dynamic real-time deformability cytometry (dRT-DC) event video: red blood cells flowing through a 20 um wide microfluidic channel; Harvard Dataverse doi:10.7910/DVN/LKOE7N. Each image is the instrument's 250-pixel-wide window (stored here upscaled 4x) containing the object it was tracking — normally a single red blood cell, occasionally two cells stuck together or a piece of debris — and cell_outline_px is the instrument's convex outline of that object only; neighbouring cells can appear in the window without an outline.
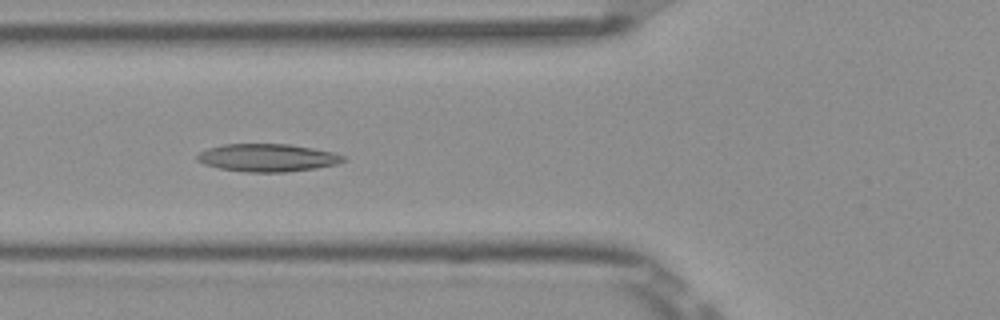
{"species": "Egyptian fruit bat (a non-hibernating species)", "species_latin": "Rousettus aegyptiacus", "temperature_condition": "room temperature", "stored_images_in_passage": 7, "camera_frame_rate_fps": 3000, "um_per_image_px": 0.085, "frame": {"image": 1, "passage_image": 5, "time_ms": 1.333, "image_size_px": [1000, 320], "cell_outline_px": [[348, 160], [336, 164], [316, 168], [284, 172], [244, 172], [220, 168], [204, 164], [196, 160], [196, 156], [200, 152], [208, 148], [224, 144], [288, 144], [312, 148], [332, 152], [348, 156]], "centroid_in_image_um": [22.76, 13.41], "position_along_channel_um": 103.0, "area_um2": 23.7}}
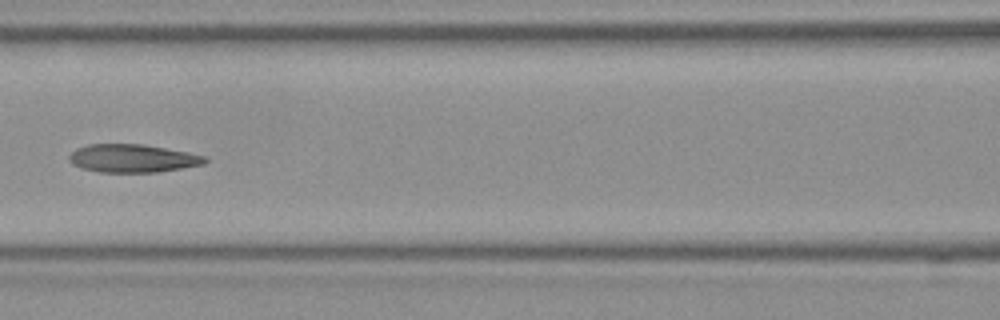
{"frame": {"image": 2, "passage_image": 6, "time_ms": 1.667, "image_size_px": [1000, 320], "cell_outline_px": [[208, 160], [204, 164], [156, 172], [100, 172], [84, 168], [72, 164], [68, 160], [68, 156], [76, 148], [88, 144], [144, 144], [188, 152], [208, 156]], "centroid_in_image_um": [11.28, 13.45], "position_along_channel_um": 155.3, "area_um2": 22.25}}
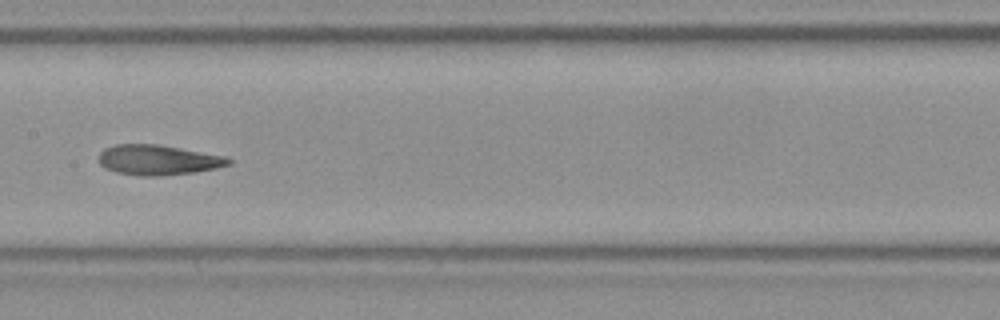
{"frame": {"image": 3, "passage_image": 7, "time_ms": 2.0, "image_size_px": [1000, 320], "cell_outline_px": [[232, 164], [216, 168], [192, 172], [156, 176], [144, 176], [116, 172], [104, 168], [100, 164], [100, 152], [104, 148], [116, 144], [156, 144], [180, 148], [224, 156], [232, 160]], "centroid_in_image_um": [13.42, 13.59], "position_along_channel_um": 194.0, "area_um2": 22.54}}